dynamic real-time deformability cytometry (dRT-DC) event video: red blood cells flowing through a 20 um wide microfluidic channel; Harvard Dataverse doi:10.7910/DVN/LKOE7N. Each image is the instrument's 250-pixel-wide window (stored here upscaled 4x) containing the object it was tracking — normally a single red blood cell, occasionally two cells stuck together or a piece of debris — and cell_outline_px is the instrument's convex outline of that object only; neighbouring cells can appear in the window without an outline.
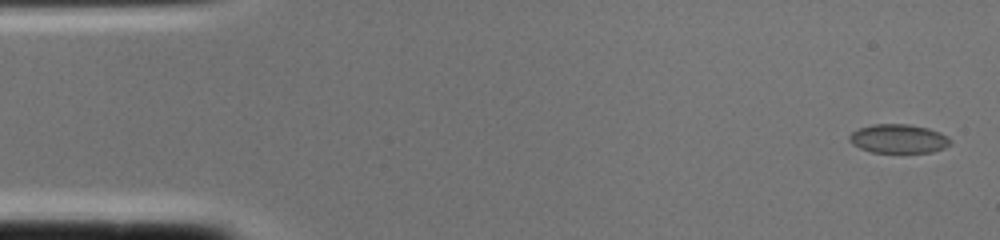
{"species": "common noctule bat (a hibernating species)", "species_latin": "Nyctalus noctula", "temperature_condition": "cold", "stored_images_in_passage": 2, "camera_frame_rate_fps": 3000, "um_per_image_px": 0.085, "animal": {"sex": "female", "body_mass_g": 22.0, "forearm_length_mm": 56.7}, "frame": {"image": 1, "passage_image": 1, "time_ms": 0.0, "image_size_px": [1000, 240], "cell_outline_px": [[952, 144], [944, 148], [932, 152], [872, 152], [860, 148], [852, 144], [848, 140], [848, 136], [852, 132], [860, 128], [872, 124], [908, 124], [928, 128], [940, 132], [948, 136], [952, 140]], "centroid_in_image_um": [76.39, 11.79], "position_along_channel_um": 8.6, "area_um2": 17.11}}
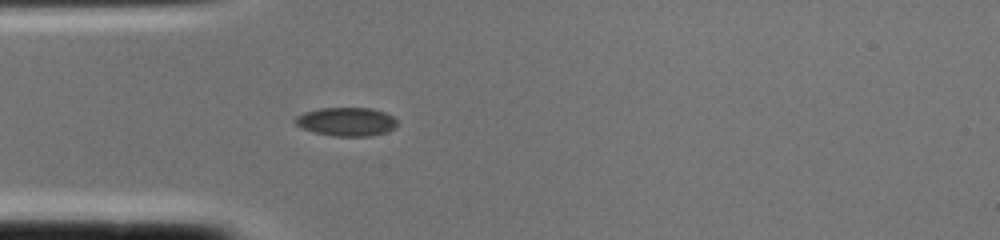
{"frame": {"image": 2, "passage_image": 2, "time_ms": 0.333, "image_size_px": [1000, 240], "cell_outline_px": [[396, 128], [388, 132], [372, 136], [336, 136], [316, 132], [300, 128], [292, 120], [296, 116], [304, 112], [320, 108], [372, 108], [384, 112], [392, 116], [396, 120]], "centroid_in_image_um": [29.45, 10.34], "position_along_channel_um": 55.6, "area_um2": 17.11}}